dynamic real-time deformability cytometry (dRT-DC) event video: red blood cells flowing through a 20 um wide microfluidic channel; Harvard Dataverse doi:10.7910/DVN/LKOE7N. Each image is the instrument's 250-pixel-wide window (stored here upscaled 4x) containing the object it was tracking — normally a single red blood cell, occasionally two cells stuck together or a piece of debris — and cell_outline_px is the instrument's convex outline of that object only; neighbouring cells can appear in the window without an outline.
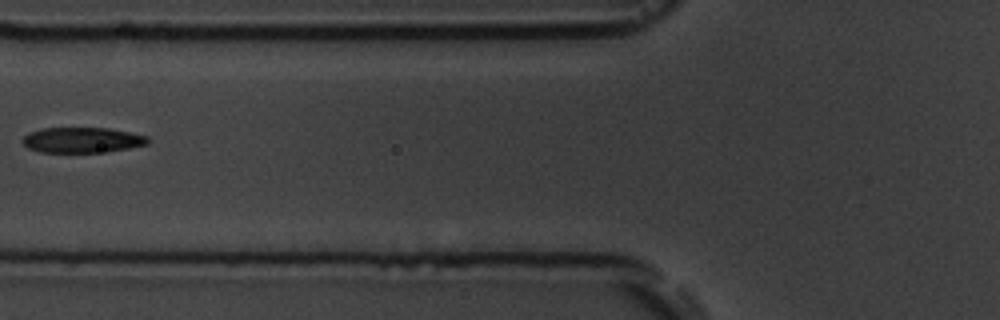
{"species": "common noctule bat (a hibernating species)", "species_latin": "Nyctalus noctula", "temperature_condition": "room temperature", "stored_images_in_passage": 6, "camera_frame_rate_fps": 3000, "um_per_image_px": 0.085, "animal": {"sex": "male", "body_mass_g": 19.5, "forearm_length_mm": 54.6}, "frame": {"image": 1, "passage_image": 6, "time_ms": 5.667, "image_size_px": [1000, 320], "cell_outline_px": [[148, 144], [128, 148], [96, 152], [40, 152], [28, 148], [20, 140], [28, 132], [40, 128], [108, 128], [148, 136]], "centroid_in_image_um": [6.92, 11.89], "position_along_channel_um": 118.9, "area_um2": 18.44}}